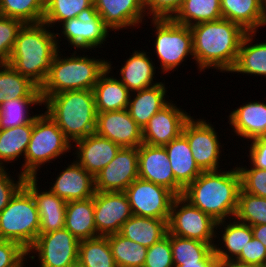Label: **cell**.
I'll return each mask as SVG.
<instances>
[{
  "label": "cell",
  "mask_w": 266,
  "mask_h": 267,
  "mask_svg": "<svg viewBox=\"0 0 266 267\" xmlns=\"http://www.w3.org/2000/svg\"><path fill=\"white\" fill-rule=\"evenodd\" d=\"M5 101L3 80H2V63H0V105Z\"/></svg>",
  "instance_id": "54"
},
{
  "label": "cell",
  "mask_w": 266,
  "mask_h": 267,
  "mask_svg": "<svg viewBox=\"0 0 266 267\" xmlns=\"http://www.w3.org/2000/svg\"><path fill=\"white\" fill-rule=\"evenodd\" d=\"M166 93L165 83L160 82L153 87L130 94L127 111L142 130L149 120L169 103L167 99L165 100ZM133 94L134 98L131 97Z\"/></svg>",
  "instance_id": "25"
},
{
  "label": "cell",
  "mask_w": 266,
  "mask_h": 267,
  "mask_svg": "<svg viewBox=\"0 0 266 267\" xmlns=\"http://www.w3.org/2000/svg\"><path fill=\"white\" fill-rule=\"evenodd\" d=\"M261 3H262V8L265 14V19H266V0H261Z\"/></svg>",
  "instance_id": "55"
},
{
  "label": "cell",
  "mask_w": 266,
  "mask_h": 267,
  "mask_svg": "<svg viewBox=\"0 0 266 267\" xmlns=\"http://www.w3.org/2000/svg\"><path fill=\"white\" fill-rule=\"evenodd\" d=\"M234 218L250 226L266 224V198L251 195L240 189Z\"/></svg>",
  "instance_id": "42"
},
{
  "label": "cell",
  "mask_w": 266,
  "mask_h": 267,
  "mask_svg": "<svg viewBox=\"0 0 266 267\" xmlns=\"http://www.w3.org/2000/svg\"><path fill=\"white\" fill-rule=\"evenodd\" d=\"M246 267H264L266 263V247L256 238L247 242L240 256L234 261Z\"/></svg>",
  "instance_id": "47"
},
{
  "label": "cell",
  "mask_w": 266,
  "mask_h": 267,
  "mask_svg": "<svg viewBox=\"0 0 266 267\" xmlns=\"http://www.w3.org/2000/svg\"><path fill=\"white\" fill-rule=\"evenodd\" d=\"M255 34L247 32L244 35L235 65L229 72L266 77V42L251 44Z\"/></svg>",
  "instance_id": "32"
},
{
  "label": "cell",
  "mask_w": 266,
  "mask_h": 267,
  "mask_svg": "<svg viewBox=\"0 0 266 267\" xmlns=\"http://www.w3.org/2000/svg\"><path fill=\"white\" fill-rule=\"evenodd\" d=\"M222 18L239 24L247 32L266 25L261 0H220Z\"/></svg>",
  "instance_id": "28"
},
{
  "label": "cell",
  "mask_w": 266,
  "mask_h": 267,
  "mask_svg": "<svg viewBox=\"0 0 266 267\" xmlns=\"http://www.w3.org/2000/svg\"><path fill=\"white\" fill-rule=\"evenodd\" d=\"M6 167L0 168V212L8 205L16 192L24 185L25 176L19 174L18 181L12 180L6 172Z\"/></svg>",
  "instance_id": "49"
},
{
  "label": "cell",
  "mask_w": 266,
  "mask_h": 267,
  "mask_svg": "<svg viewBox=\"0 0 266 267\" xmlns=\"http://www.w3.org/2000/svg\"><path fill=\"white\" fill-rule=\"evenodd\" d=\"M78 262L84 267H117L107 236L81 240Z\"/></svg>",
  "instance_id": "37"
},
{
  "label": "cell",
  "mask_w": 266,
  "mask_h": 267,
  "mask_svg": "<svg viewBox=\"0 0 266 267\" xmlns=\"http://www.w3.org/2000/svg\"><path fill=\"white\" fill-rule=\"evenodd\" d=\"M156 31L154 52L163 73L174 71L189 56L193 58V35L190 26L180 25L173 19L153 18Z\"/></svg>",
  "instance_id": "8"
},
{
  "label": "cell",
  "mask_w": 266,
  "mask_h": 267,
  "mask_svg": "<svg viewBox=\"0 0 266 267\" xmlns=\"http://www.w3.org/2000/svg\"><path fill=\"white\" fill-rule=\"evenodd\" d=\"M137 178L138 148H120L114 159L95 177V190L99 192H124Z\"/></svg>",
  "instance_id": "14"
},
{
  "label": "cell",
  "mask_w": 266,
  "mask_h": 267,
  "mask_svg": "<svg viewBox=\"0 0 266 267\" xmlns=\"http://www.w3.org/2000/svg\"><path fill=\"white\" fill-rule=\"evenodd\" d=\"M251 141L249 148L251 166L266 170V135Z\"/></svg>",
  "instance_id": "50"
},
{
  "label": "cell",
  "mask_w": 266,
  "mask_h": 267,
  "mask_svg": "<svg viewBox=\"0 0 266 267\" xmlns=\"http://www.w3.org/2000/svg\"><path fill=\"white\" fill-rule=\"evenodd\" d=\"M111 65L108 62L107 69L99 76L92 90L97 113L124 110L129 104L131 92L119 79L108 76L113 68Z\"/></svg>",
  "instance_id": "23"
},
{
  "label": "cell",
  "mask_w": 266,
  "mask_h": 267,
  "mask_svg": "<svg viewBox=\"0 0 266 267\" xmlns=\"http://www.w3.org/2000/svg\"><path fill=\"white\" fill-rule=\"evenodd\" d=\"M146 53L149 52L134 51L120 69L119 80L131 93L160 83L153 81L156 67Z\"/></svg>",
  "instance_id": "27"
},
{
  "label": "cell",
  "mask_w": 266,
  "mask_h": 267,
  "mask_svg": "<svg viewBox=\"0 0 266 267\" xmlns=\"http://www.w3.org/2000/svg\"><path fill=\"white\" fill-rule=\"evenodd\" d=\"M240 189L241 177L235 167L228 171H203L184 189L182 196L219 222L227 217L234 219Z\"/></svg>",
  "instance_id": "3"
},
{
  "label": "cell",
  "mask_w": 266,
  "mask_h": 267,
  "mask_svg": "<svg viewBox=\"0 0 266 267\" xmlns=\"http://www.w3.org/2000/svg\"><path fill=\"white\" fill-rule=\"evenodd\" d=\"M251 227L253 237L261 241L266 247V224H259Z\"/></svg>",
  "instance_id": "51"
},
{
  "label": "cell",
  "mask_w": 266,
  "mask_h": 267,
  "mask_svg": "<svg viewBox=\"0 0 266 267\" xmlns=\"http://www.w3.org/2000/svg\"><path fill=\"white\" fill-rule=\"evenodd\" d=\"M171 101L159 110L143 129V143L165 146L177 138L185 122L191 117Z\"/></svg>",
  "instance_id": "18"
},
{
  "label": "cell",
  "mask_w": 266,
  "mask_h": 267,
  "mask_svg": "<svg viewBox=\"0 0 266 267\" xmlns=\"http://www.w3.org/2000/svg\"><path fill=\"white\" fill-rule=\"evenodd\" d=\"M2 80L5 101L17 98H42L40 88L7 63H2Z\"/></svg>",
  "instance_id": "40"
},
{
  "label": "cell",
  "mask_w": 266,
  "mask_h": 267,
  "mask_svg": "<svg viewBox=\"0 0 266 267\" xmlns=\"http://www.w3.org/2000/svg\"><path fill=\"white\" fill-rule=\"evenodd\" d=\"M45 113L72 143L95 133L97 111L92 90L64 91L41 96Z\"/></svg>",
  "instance_id": "4"
},
{
  "label": "cell",
  "mask_w": 266,
  "mask_h": 267,
  "mask_svg": "<svg viewBox=\"0 0 266 267\" xmlns=\"http://www.w3.org/2000/svg\"><path fill=\"white\" fill-rule=\"evenodd\" d=\"M184 0H144L147 14L153 18L172 19L179 11Z\"/></svg>",
  "instance_id": "48"
},
{
  "label": "cell",
  "mask_w": 266,
  "mask_h": 267,
  "mask_svg": "<svg viewBox=\"0 0 266 267\" xmlns=\"http://www.w3.org/2000/svg\"><path fill=\"white\" fill-rule=\"evenodd\" d=\"M37 182L36 177H26L23 186L35 201L40 218L39 233H49L64 228L67 202L51 190L40 192Z\"/></svg>",
  "instance_id": "19"
},
{
  "label": "cell",
  "mask_w": 266,
  "mask_h": 267,
  "mask_svg": "<svg viewBox=\"0 0 266 267\" xmlns=\"http://www.w3.org/2000/svg\"><path fill=\"white\" fill-rule=\"evenodd\" d=\"M45 0H0V15L18 19L24 24L41 23Z\"/></svg>",
  "instance_id": "38"
},
{
  "label": "cell",
  "mask_w": 266,
  "mask_h": 267,
  "mask_svg": "<svg viewBox=\"0 0 266 267\" xmlns=\"http://www.w3.org/2000/svg\"><path fill=\"white\" fill-rule=\"evenodd\" d=\"M124 193L133 215L169 220L171 206L176 195L166 187L137 178Z\"/></svg>",
  "instance_id": "11"
},
{
  "label": "cell",
  "mask_w": 266,
  "mask_h": 267,
  "mask_svg": "<svg viewBox=\"0 0 266 267\" xmlns=\"http://www.w3.org/2000/svg\"><path fill=\"white\" fill-rule=\"evenodd\" d=\"M23 25L18 19L0 15V63L8 62L17 34Z\"/></svg>",
  "instance_id": "43"
},
{
  "label": "cell",
  "mask_w": 266,
  "mask_h": 267,
  "mask_svg": "<svg viewBox=\"0 0 266 267\" xmlns=\"http://www.w3.org/2000/svg\"><path fill=\"white\" fill-rule=\"evenodd\" d=\"M70 267H84L79 262L75 263L74 265H71Z\"/></svg>",
  "instance_id": "56"
},
{
  "label": "cell",
  "mask_w": 266,
  "mask_h": 267,
  "mask_svg": "<svg viewBox=\"0 0 266 267\" xmlns=\"http://www.w3.org/2000/svg\"><path fill=\"white\" fill-rule=\"evenodd\" d=\"M72 145L63 131L45 112L38 114L33 122V130L23 157L25 159L20 174L25 177H37V171L41 165L50 163L69 152Z\"/></svg>",
  "instance_id": "6"
},
{
  "label": "cell",
  "mask_w": 266,
  "mask_h": 267,
  "mask_svg": "<svg viewBox=\"0 0 266 267\" xmlns=\"http://www.w3.org/2000/svg\"><path fill=\"white\" fill-rule=\"evenodd\" d=\"M62 33L69 45L77 49L100 48L109 36V28L99 16L94 4L84 9L76 18L64 21ZM104 42V43H103Z\"/></svg>",
  "instance_id": "13"
},
{
  "label": "cell",
  "mask_w": 266,
  "mask_h": 267,
  "mask_svg": "<svg viewBox=\"0 0 266 267\" xmlns=\"http://www.w3.org/2000/svg\"><path fill=\"white\" fill-rule=\"evenodd\" d=\"M175 180L185 189L202 171L195 163L187 138L181 133L164 146Z\"/></svg>",
  "instance_id": "26"
},
{
  "label": "cell",
  "mask_w": 266,
  "mask_h": 267,
  "mask_svg": "<svg viewBox=\"0 0 266 267\" xmlns=\"http://www.w3.org/2000/svg\"><path fill=\"white\" fill-rule=\"evenodd\" d=\"M234 133L243 139H256L266 135V104L251 101L236 108L229 115Z\"/></svg>",
  "instance_id": "24"
},
{
  "label": "cell",
  "mask_w": 266,
  "mask_h": 267,
  "mask_svg": "<svg viewBox=\"0 0 266 267\" xmlns=\"http://www.w3.org/2000/svg\"><path fill=\"white\" fill-rule=\"evenodd\" d=\"M132 215L124 192H95L94 219L98 236L119 233L123 223Z\"/></svg>",
  "instance_id": "16"
},
{
  "label": "cell",
  "mask_w": 266,
  "mask_h": 267,
  "mask_svg": "<svg viewBox=\"0 0 266 267\" xmlns=\"http://www.w3.org/2000/svg\"><path fill=\"white\" fill-rule=\"evenodd\" d=\"M79 240L67 229L39 233L35 243L28 250V257H38L39 267H70L78 262ZM32 251V252H31Z\"/></svg>",
  "instance_id": "10"
},
{
  "label": "cell",
  "mask_w": 266,
  "mask_h": 267,
  "mask_svg": "<svg viewBox=\"0 0 266 267\" xmlns=\"http://www.w3.org/2000/svg\"><path fill=\"white\" fill-rule=\"evenodd\" d=\"M95 133L121 148H138L143 143V130L131 118L127 109L97 113Z\"/></svg>",
  "instance_id": "17"
},
{
  "label": "cell",
  "mask_w": 266,
  "mask_h": 267,
  "mask_svg": "<svg viewBox=\"0 0 266 267\" xmlns=\"http://www.w3.org/2000/svg\"><path fill=\"white\" fill-rule=\"evenodd\" d=\"M138 172L140 179L166 187L176 196L183 194L184 188L175 180L164 146L142 143L138 147Z\"/></svg>",
  "instance_id": "15"
},
{
  "label": "cell",
  "mask_w": 266,
  "mask_h": 267,
  "mask_svg": "<svg viewBox=\"0 0 266 267\" xmlns=\"http://www.w3.org/2000/svg\"><path fill=\"white\" fill-rule=\"evenodd\" d=\"M174 266L197 262H211L216 256L214 246L195 239L170 234Z\"/></svg>",
  "instance_id": "33"
},
{
  "label": "cell",
  "mask_w": 266,
  "mask_h": 267,
  "mask_svg": "<svg viewBox=\"0 0 266 267\" xmlns=\"http://www.w3.org/2000/svg\"><path fill=\"white\" fill-rule=\"evenodd\" d=\"M32 130L33 123L9 129H1L0 168L5 166L3 162L9 163L10 161H17V158H20L22 155L25 157Z\"/></svg>",
  "instance_id": "35"
},
{
  "label": "cell",
  "mask_w": 266,
  "mask_h": 267,
  "mask_svg": "<svg viewBox=\"0 0 266 267\" xmlns=\"http://www.w3.org/2000/svg\"><path fill=\"white\" fill-rule=\"evenodd\" d=\"M216 267H246L242 266L241 264L235 263L234 261H219Z\"/></svg>",
  "instance_id": "53"
},
{
  "label": "cell",
  "mask_w": 266,
  "mask_h": 267,
  "mask_svg": "<svg viewBox=\"0 0 266 267\" xmlns=\"http://www.w3.org/2000/svg\"><path fill=\"white\" fill-rule=\"evenodd\" d=\"M54 182L50 190L66 202L89 199L96 192L94 176L76 161L68 165Z\"/></svg>",
  "instance_id": "22"
},
{
  "label": "cell",
  "mask_w": 266,
  "mask_h": 267,
  "mask_svg": "<svg viewBox=\"0 0 266 267\" xmlns=\"http://www.w3.org/2000/svg\"><path fill=\"white\" fill-rule=\"evenodd\" d=\"M218 259L215 257L211 262H197L191 264H182L174 267H216Z\"/></svg>",
  "instance_id": "52"
},
{
  "label": "cell",
  "mask_w": 266,
  "mask_h": 267,
  "mask_svg": "<svg viewBox=\"0 0 266 267\" xmlns=\"http://www.w3.org/2000/svg\"><path fill=\"white\" fill-rule=\"evenodd\" d=\"M56 53L46 81L40 88L41 96H51L64 91L93 90L99 76L107 69L108 61L79 56L70 57Z\"/></svg>",
  "instance_id": "5"
},
{
  "label": "cell",
  "mask_w": 266,
  "mask_h": 267,
  "mask_svg": "<svg viewBox=\"0 0 266 267\" xmlns=\"http://www.w3.org/2000/svg\"><path fill=\"white\" fill-rule=\"evenodd\" d=\"M64 228L79 241L98 236L94 219V196L67 202Z\"/></svg>",
  "instance_id": "31"
},
{
  "label": "cell",
  "mask_w": 266,
  "mask_h": 267,
  "mask_svg": "<svg viewBox=\"0 0 266 267\" xmlns=\"http://www.w3.org/2000/svg\"><path fill=\"white\" fill-rule=\"evenodd\" d=\"M1 110H0V131H1Z\"/></svg>",
  "instance_id": "57"
},
{
  "label": "cell",
  "mask_w": 266,
  "mask_h": 267,
  "mask_svg": "<svg viewBox=\"0 0 266 267\" xmlns=\"http://www.w3.org/2000/svg\"><path fill=\"white\" fill-rule=\"evenodd\" d=\"M27 252L16 242L0 239V267H24Z\"/></svg>",
  "instance_id": "46"
},
{
  "label": "cell",
  "mask_w": 266,
  "mask_h": 267,
  "mask_svg": "<svg viewBox=\"0 0 266 267\" xmlns=\"http://www.w3.org/2000/svg\"><path fill=\"white\" fill-rule=\"evenodd\" d=\"M49 29L44 22L24 24L7 62L38 88L46 81L53 59L60 50L59 40L56 39L60 34Z\"/></svg>",
  "instance_id": "2"
},
{
  "label": "cell",
  "mask_w": 266,
  "mask_h": 267,
  "mask_svg": "<svg viewBox=\"0 0 266 267\" xmlns=\"http://www.w3.org/2000/svg\"><path fill=\"white\" fill-rule=\"evenodd\" d=\"M117 267H144L148 248L120 233L107 236Z\"/></svg>",
  "instance_id": "36"
},
{
  "label": "cell",
  "mask_w": 266,
  "mask_h": 267,
  "mask_svg": "<svg viewBox=\"0 0 266 267\" xmlns=\"http://www.w3.org/2000/svg\"><path fill=\"white\" fill-rule=\"evenodd\" d=\"M182 134L187 138L195 163L202 172L219 170L222 146L212 124L190 117L183 126Z\"/></svg>",
  "instance_id": "12"
},
{
  "label": "cell",
  "mask_w": 266,
  "mask_h": 267,
  "mask_svg": "<svg viewBox=\"0 0 266 267\" xmlns=\"http://www.w3.org/2000/svg\"><path fill=\"white\" fill-rule=\"evenodd\" d=\"M93 5V0H45L43 21L50 28L56 23L76 18L84 9ZM53 25V26H52Z\"/></svg>",
  "instance_id": "41"
},
{
  "label": "cell",
  "mask_w": 266,
  "mask_h": 267,
  "mask_svg": "<svg viewBox=\"0 0 266 267\" xmlns=\"http://www.w3.org/2000/svg\"><path fill=\"white\" fill-rule=\"evenodd\" d=\"M144 267H174L169 233L148 248Z\"/></svg>",
  "instance_id": "45"
},
{
  "label": "cell",
  "mask_w": 266,
  "mask_h": 267,
  "mask_svg": "<svg viewBox=\"0 0 266 267\" xmlns=\"http://www.w3.org/2000/svg\"><path fill=\"white\" fill-rule=\"evenodd\" d=\"M93 4L105 25L112 31L140 26L138 24L142 23L147 13L144 0H93Z\"/></svg>",
  "instance_id": "21"
},
{
  "label": "cell",
  "mask_w": 266,
  "mask_h": 267,
  "mask_svg": "<svg viewBox=\"0 0 266 267\" xmlns=\"http://www.w3.org/2000/svg\"><path fill=\"white\" fill-rule=\"evenodd\" d=\"M226 221L222 220L217 222L216 229L224 227L221 230V240L224 247H217L214 245V254L219 261H235L241 254L242 249L245 248L247 242L253 238L252 227L246 223L237 221L235 218L233 223L225 224ZM226 250H225V249Z\"/></svg>",
  "instance_id": "30"
},
{
  "label": "cell",
  "mask_w": 266,
  "mask_h": 267,
  "mask_svg": "<svg viewBox=\"0 0 266 267\" xmlns=\"http://www.w3.org/2000/svg\"><path fill=\"white\" fill-rule=\"evenodd\" d=\"M40 218L31 193L22 186L0 212V239L20 244L27 251L35 243Z\"/></svg>",
  "instance_id": "7"
},
{
  "label": "cell",
  "mask_w": 266,
  "mask_h": 267,
  "mask_svg": "<svg viewBox=\"0 0 266 267\" xmlns=\"http://www.w3.org/2000/svg\"><path fill=\"white\" fill-rule=\"evenodd\" d=\"M190 29L193 35V58L199 71L215 68L220 72H229L235 65L247 31L224 18L195 24Z\"/></svg>",
  "instance_id": "1"
},
{
  "label": "cell",
  "mask_w": 266,
  "mask_h": 267,
  "mask_svg": "<svg viewBox=\"0 0 266 267\" xmlns=\"http://www.w3.org/2000/svg\"><path fill=\"white\" fill-rule=\"evenodd\" d=\"M241 177V189L251 195L266 198V170L255 167H237Z\"/></svg>",
  "instance_id": "44"
},
{
  "label": "cell",
  "mask_w": 266,
  "mask_h": 267,
  "mask_svg": "<svg viewBox=\"0 0 266 267\" xmlns=\"http://www.w3.org/2000/svg\"><path fill=\"white\" fill-rule=\"evenodd\" d=\"M76 162L94 177L106 167L120 150L113 141L96 133L74 142Z\"/></svg>",
  "instance_id": "20"
},
{
  "label": "cell",
  "mask_w": 266,
  "mask_h": 267,
  "mask_svg": "<svg viewBox=\"0 0 266 267\" xmlns=\"http://www.w3.org/2000/svg\"><path fill=\"white\" fill-rule=\"evenodd\" d=\"M221 18L220 0H184L172 19L180 25L193 26Z\"/></svg>",
  "instance_id": "34"
},
{
  "label": "cell",
  "mask_w": 266,
  "mask_h": 267,
  "mask_svg": "<svg viewBox=\"0 0 266 267\" xmlns=\"http://www.w3.org/2000/svg\"><path fill=\"white\" fill-rule=\"evenodd\" d=\"M122 236L149 248L168 233V221L132 215L119 232Z\"/></svg>",
  "instance_id": "29"
},
{
  "label": "cell",
  "mask_w": 266,
  "mask_h": 267,
  "mask_svg": "<svg viewBox=\"0 0 266 267\" xmlns=\"http://www.w3.org/2000/svg\"><path fill=\"white\" fill-rule=\"evenodd\" d=\"M216 224L217 221L210 215L192 205L182 195L174 198L168 220L169 234L214 246L213 238L218 236Z\"/></svg>",
  "instance_id": "9"
},
{
  "label": "cell",
  "mask_w": 266,
  "mask_h": 267,
  "mask_svg": "<svg viewBox=\"0 0 266 267\" xmlns=\"http://www.w3.org/2000/svg\"><path fill=\"white\" fill-rule=\"evenodd\" d=\"M43 104L42 98H17L4 101L0 105L1 110V128L9 129L19 127L28 123H33L37 115L28 113V107L32 105Z\"/></svg>",
  "instance_id": "39"
}]
</instances>
